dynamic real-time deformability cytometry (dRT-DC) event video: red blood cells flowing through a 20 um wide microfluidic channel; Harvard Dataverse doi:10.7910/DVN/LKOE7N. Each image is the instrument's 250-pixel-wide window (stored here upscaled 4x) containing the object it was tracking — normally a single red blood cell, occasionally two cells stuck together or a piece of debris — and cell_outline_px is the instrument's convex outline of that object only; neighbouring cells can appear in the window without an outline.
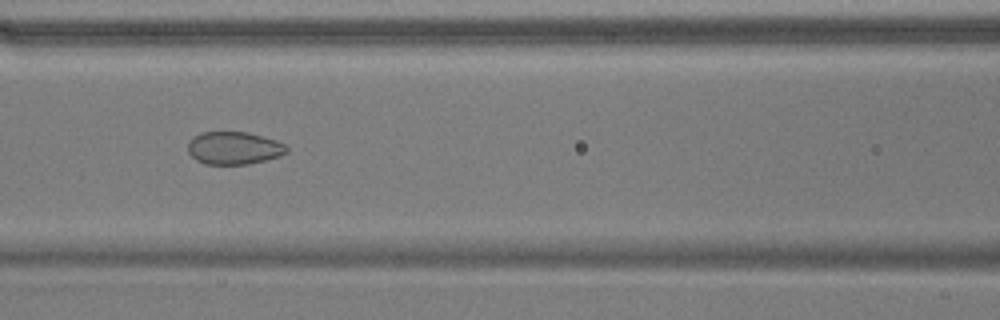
{"species": "common noctule bat (a hibernating species)", "species_latin": "Nyctalus noctula", "temperature_condition": "warm", "stored_images_in_passage": 54, "camera_frame_rate_fps": 3000, "um_per_image_px": 0.085, "animal": {"sex": "male", "body_mass_g": 17.9}, "frame": {"image": 1, "passage_image": 23, "time_ms": 7.333, "image_size_px": [1000, 320], "cell_outline_px": [[288, 152], [280, 156], [248, 164], [204, 164], [196, 160], [188, 152], [188, 144], [192, 136], [200, 132], [248, 132], [276, 140], [284, 144], [288, 148]], "centroid_in_image_um": [19.87, 12.58], "position_along_channel_um": 146.7, "area_um2": 18.9}}
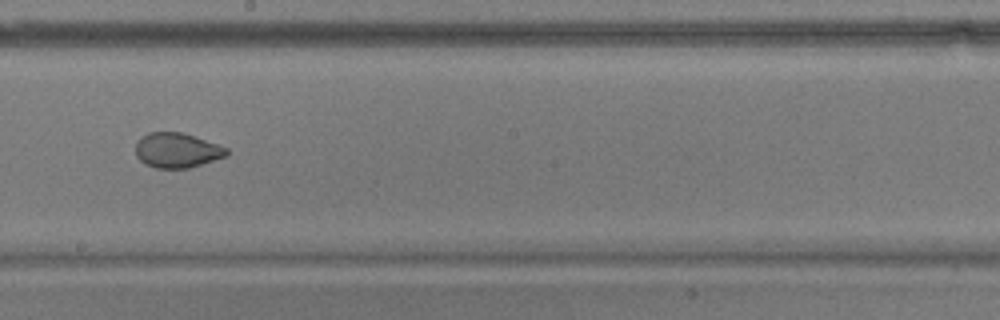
{"frame": {"image": 2, "passage_image": 30, "time_ms": 9.667, "image_size_px": [1000, 320], "cell_outline_px": [[228, 156], [188, 168], [156, 168], [144, 164], [136, 156], [136, 140], [140, 136], [148, 132], [180, 132], [228, 148]], "centroid_in_image_um": [15.0, 12.78], "position_along_channel_um": 233.2, "area_um2": 18.5}}
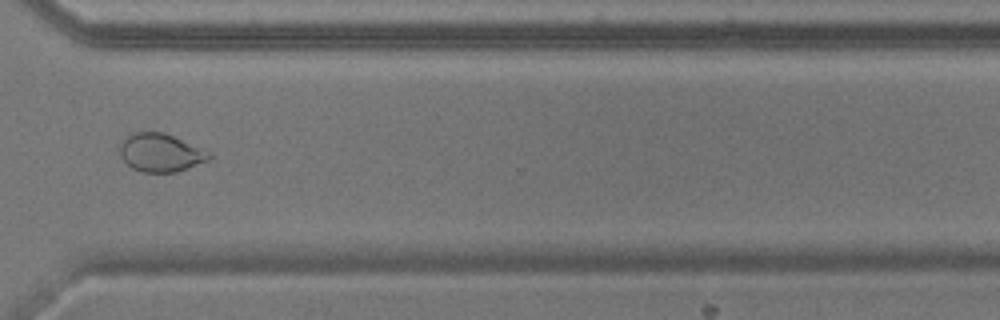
{"frame": {"image": 3, "passage_image": 40, "time_ms": 13.0, "image_size_px": [1000, 320], "cell_outline_px": [[212, 156], [208, 160], [188, 168], [176, 172], [144, 172], [132, 168], [120, 156], [120, 140], [124, 136], [136, 132], [164, 132], [212, 152]], "centroid_in_image_um": [13.65, 12.96], "position_along_channel_um": 357.0, "area_um2": 20.0}, "authors_computed_cell_mechanics": {"area_um2": 22.9177, "velocity_mm_per_s": 3.7159, "shape_relaxation_time_tau1_ms": null, "shape_relaxation_time_tau2_ms": 0.8485, "deformation_change_tau1": null, "deformation_change_tau2": 0.0466}}